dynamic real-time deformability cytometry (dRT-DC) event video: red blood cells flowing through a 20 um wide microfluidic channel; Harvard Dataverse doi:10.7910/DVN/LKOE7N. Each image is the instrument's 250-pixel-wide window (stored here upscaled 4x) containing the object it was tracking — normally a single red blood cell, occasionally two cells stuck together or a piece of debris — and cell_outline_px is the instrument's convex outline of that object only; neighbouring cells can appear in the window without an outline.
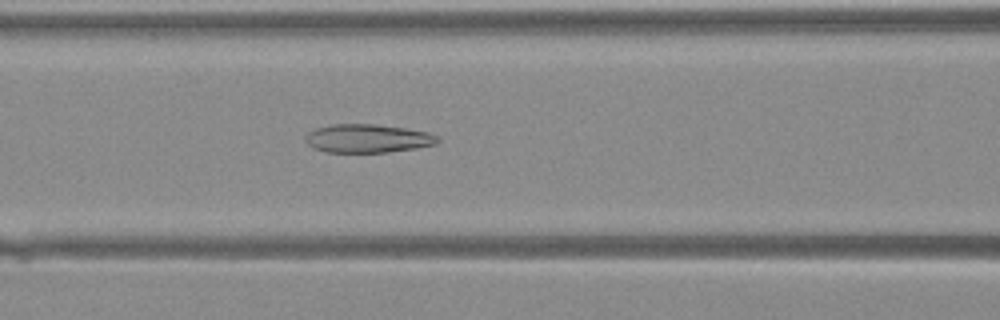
{"species": "Egyptian fruit bat (a non-hibernating species)", "species_latin": "Rousettus aegyptiacus", "temperature_condition": "warm", "stored_images_in_passage": 29, "camera_frame_rate_fps": 3000, "um_per_image_px": 0.085, "animal": {"sex": "female"}, "frame": {"image": 1, "passage_image": 9, "time_ms": 2.667, "image_size_px": [1000, 320], "cell_outline_px": [[440, 140], [436, 144], [416, 148], [388, 152], [328, 152], [312, 148], [304, 140], [304, 136], [308, 132], [316, 128], [332, 124], [376, 124], [404, 128], [428, 132], [436, 136]], "centroid_in_image_um": [31.22, 11.77], "position_along_channel_um": 135.4, "area_um2": 21.96}}
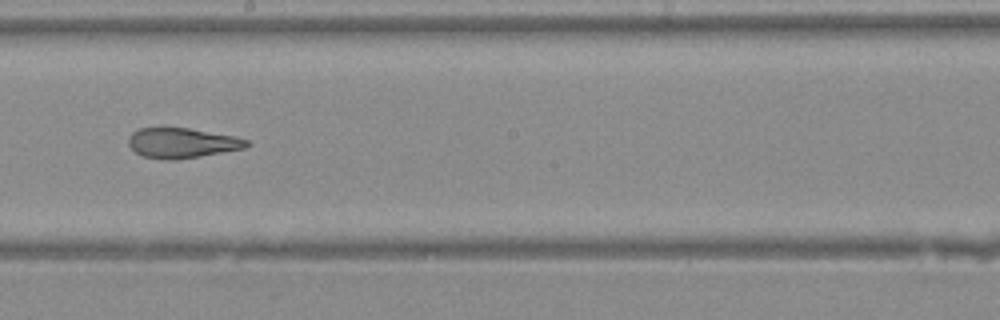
{"frame": {"image": 2, "passage_image": 15, "time_ms": 4.667, "image_size_px": [1000, 320], "cell_outline_px": [[248, 144], [244, 148], [200, 156], [176, 160], [168, 160], [144, 156], [136, 152], [128, 144], [128, 136], [132, 132], [140, 128], [160, 124], [164, 124], [236, 136], [248, 140]], "centroid_in_image_um": [15.4, 12.1], "position_along_channel_um": 232.8, "area_um2": 21.27}}
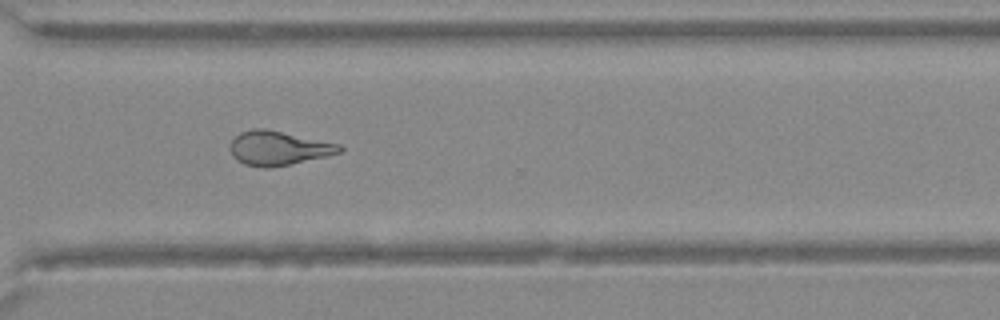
{"frame": {"image": 3, "passage_image": 22, "time_ms": 7.0, "image_size_px": [1000, 320], "cell_outline_px": [[344, 148], [340, 152], [328, 156], [292, 164], [268, 168], [264, 168], [244, 164], [236, 160], [232, 156], [232, 140], [240, 132], [252, 128], [264, 128], [340, 144]], "centroid_in_image_um": [23.68, 12.6], "position_along_channel_um": 346.9, "area_um2": 21.73}}